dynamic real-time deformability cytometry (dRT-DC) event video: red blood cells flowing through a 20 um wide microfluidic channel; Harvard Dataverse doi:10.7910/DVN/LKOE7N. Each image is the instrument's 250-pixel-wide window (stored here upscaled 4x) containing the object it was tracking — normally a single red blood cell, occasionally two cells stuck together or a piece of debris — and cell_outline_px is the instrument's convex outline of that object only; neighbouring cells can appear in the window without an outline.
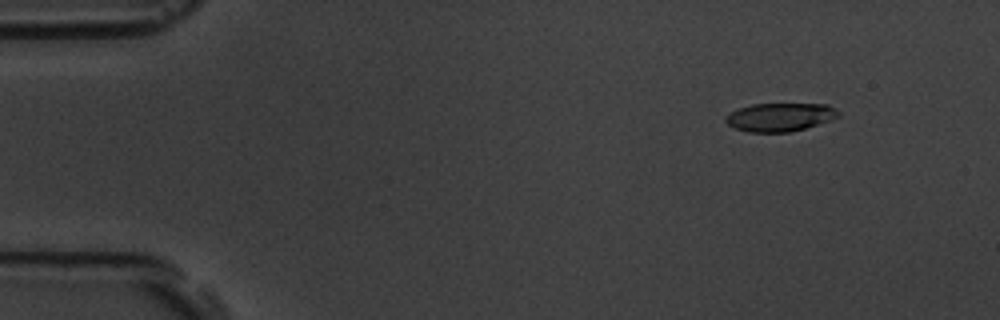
{"species": "common noctule bat (a hibernating species)", "species_latin": "Nyctalus noctula", "temperature_condition": "room temperature", "stored_images_in_passage": 5, "camera_frame_rate_fps": 3000, "um_per_image_px": 0.085, "animal": {"sex": "male", "body_mass_g": 19.5, "forearm_length_mm": 54.6}, "frame": {"image": 1, "passage_image": 2, "time_ms": 1.333, "image_size_px": [1000, 320], "cell_outline_px": [[840, 116], [804, 128], [788, 132], [748, 132], [736, 128], [728, 124], [724, 120], [724, 116], [740, 108], [752, 104], [828, 104], [840, 112]], "centroid_in_image_um": [66.28, 9.95], "position_along_channel_um": 18.7, "area_um2": 18.38}}
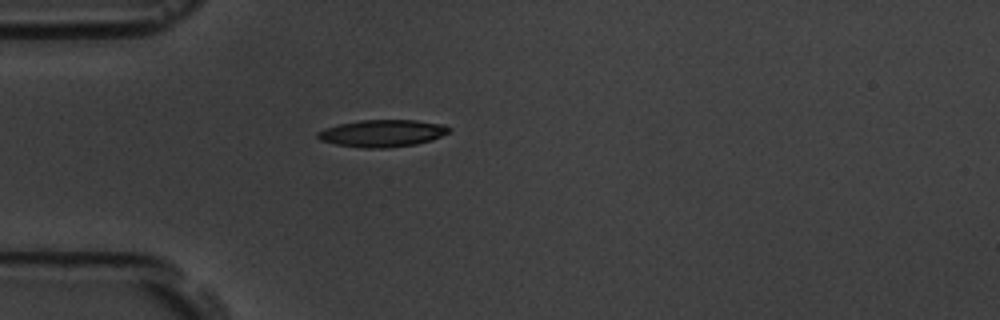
{"frame": {"image": 2, "passage_image": 5, "time_ms": 4.667, "image_size_px": [1000, 320], "cell_outline_px": [[452, 128], [448, 132], [432, 140], [416, 144], [388, 148], [364, 148], [336, 144], [320, 140], [316, 136], [316, 132], [324, 128], [340, 124], [360, 120], [416, 120], [444, 124]], "centroid_in_image_um": [32.5, 11.32], "position_along_channel_um": 52.5, "area_um2": 20.81}}